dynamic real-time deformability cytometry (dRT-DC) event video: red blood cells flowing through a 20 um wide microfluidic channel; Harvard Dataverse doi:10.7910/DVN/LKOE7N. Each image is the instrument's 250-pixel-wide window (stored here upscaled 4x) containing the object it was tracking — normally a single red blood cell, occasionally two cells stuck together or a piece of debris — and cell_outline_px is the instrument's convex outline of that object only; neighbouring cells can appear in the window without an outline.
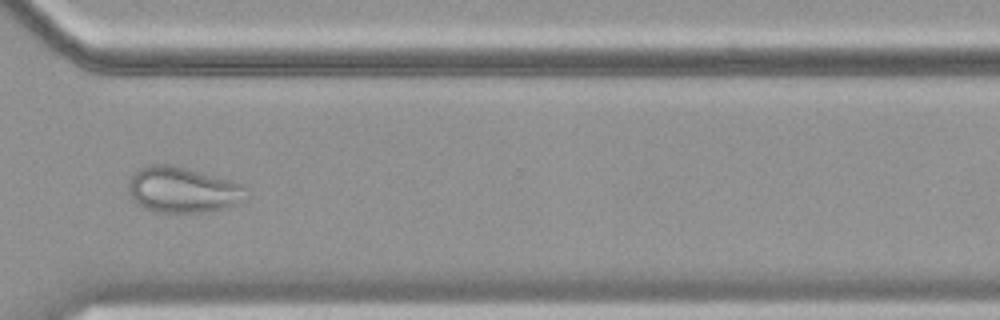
{"species": "common noctule bat (a hibernating species)", "species_latin": "Nyctalus noctula", "temperature_condition": "cold", "stored_images_in_passage": 54, "camera_frame_rate_fps": 3000, "um_per_image_px": 0.085, "animal": {"sex": "female", "body_mass_g": 19.9}, "frame": {"image": 1, "passage_image": 39, "time_ms": 12.667, "image_size_px": [1000, 320], "cell_outline_px": [[248, 200], [224, 208], [204, 212], [156, 212], [140, 208], [128, 196], [128, 184], [132, 172], [140, 168], [152, 164], [168, 164], [232, 180], [244, 184], [248, 188]], "centroid_in_image_um": [15.53, 16.15], "position_along_channel_um": 355.1, "area_um2": 32.02}}